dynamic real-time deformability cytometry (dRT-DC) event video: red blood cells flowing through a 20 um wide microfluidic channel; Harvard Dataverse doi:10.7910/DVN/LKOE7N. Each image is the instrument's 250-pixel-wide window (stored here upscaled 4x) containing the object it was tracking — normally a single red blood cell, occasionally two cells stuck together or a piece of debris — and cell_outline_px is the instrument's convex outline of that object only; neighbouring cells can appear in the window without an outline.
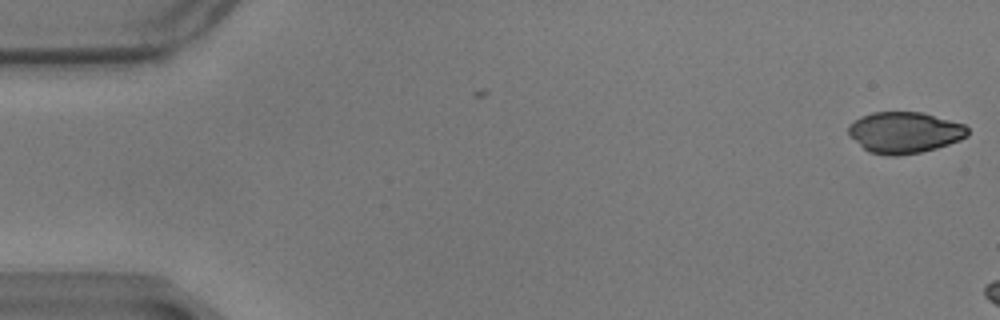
{"species": "common noctule bat (a hibernating species)", "species_latin": "Nyctalus noctula", "temperature_condition": "warm", "stored_images_in_passage": 7, "camera_frame_rate_fps": 3000, "um_per_image_px": 0.085, "animal": {"sex": "male", "body_mass_g": 17.9}, "frame": {"image": 1, "passage_image": 7, "time_ms": 2.0, "image_size_px": [1000, 320], "cell_outline_px": [[968, 136], [960, 140], [936, 148], [920, 152], [896, 156], [892, 156], [868, 152], [848, 136], [848, 124], [860, 116], [872, 112], [920, 112], [964, 124], [968, 128]], "centroid_in_image_um": [76.84, 11.26], "position_along_channel_um": 8.2, "area_um2": 28.73}}